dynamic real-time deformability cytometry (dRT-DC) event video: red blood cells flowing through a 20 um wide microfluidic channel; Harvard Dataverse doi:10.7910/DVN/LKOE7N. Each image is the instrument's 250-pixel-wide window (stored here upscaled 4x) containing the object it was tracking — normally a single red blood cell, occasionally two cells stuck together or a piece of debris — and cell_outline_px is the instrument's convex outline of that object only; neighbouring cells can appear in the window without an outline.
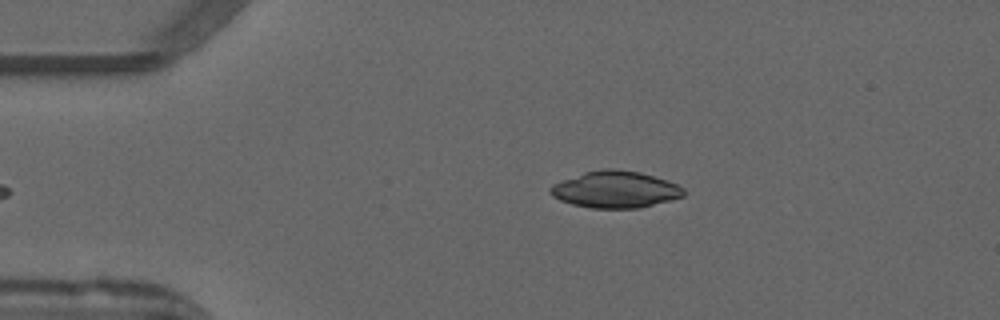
{"species": "common noctule bat (a hibernating species)", "species_latin": "Nyctalus noctula", "temperature_condition": "warm", "stored_images_in_passage": 36, "camera_frame_rate_fps": 3000, "um_per_image_px": 0.085, "animal": {"sex": "male", "forearm_length_mm": 52.5}, "frame": {"image": 1, "passage_image": 1, "time_ms": 0.0, "image_size_px": [1000, 320], "cell_outline_px": [[684, 196], [672, 200], [640, 208], [592, 208], [572, 204], [560, 200], [552, 196], [548, 192], [548, 188], [552, 184], [584, 172], [604, 168], [612, 168], [640, 172], [668, 180], [684, 188]], "centroid_in_image_um": [52.3, 16.1], "position_along_channel_um": 32.7, "area_um2": 28.73}}
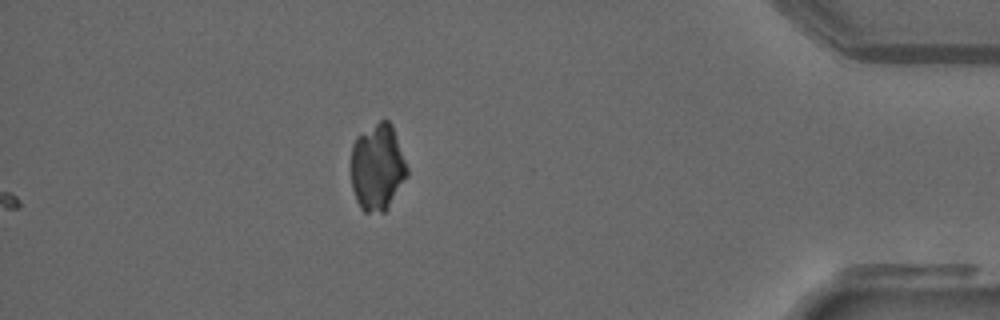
{"frame": {"image": 2, "passage_image": 36, "time_ms": 11.667, "image_size_px": [1000, 320], "cell_outline_px": [[408, 176], [388, 208], [384, 212], [364, 212], [360, 208], [356, 200], [352, 188], [352, 144], [356, 136], [380, 120], [388, 120], [392, 124], [408, 168]], "centroid_in_image_um": [32.09, 14.22], "position_along_channel_um": 403.1, "area_um2": 28.44}}